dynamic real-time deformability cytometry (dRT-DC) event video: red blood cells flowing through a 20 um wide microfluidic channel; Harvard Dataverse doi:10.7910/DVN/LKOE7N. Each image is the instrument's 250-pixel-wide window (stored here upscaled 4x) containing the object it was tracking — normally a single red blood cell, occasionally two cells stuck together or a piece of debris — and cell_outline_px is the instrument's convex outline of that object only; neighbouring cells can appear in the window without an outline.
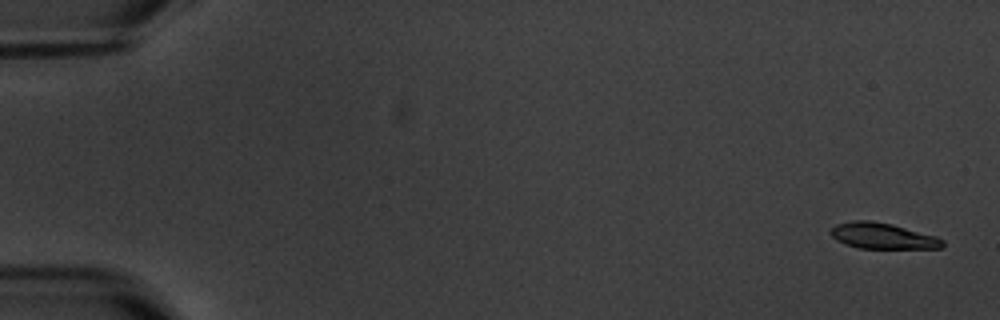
{"species": "common noctule bat (a hibernating species)", "species_latin": "Nyctalus noctula", "temperature_condition": "warm", "stored_images_in_passage": 7, "camera_frame_rate_fps": 3000, "um_per_image_px": 0.085, "animal": {"sex": "male", "body_mass_g": 20.1, "forearm_length_mm": 53.5}, "frame": {"image": 1, "passage_image": 1, "time_ms": 0.0, "image_size_px": [1000, 320], "cell_outline_px": [[944, 244], [940, 248], [856, 248], [844, 244], [836, 240], [832, 236], [832, 228], [836, 224], [852, 220], [868, 220], [892, 224], [936, 236], [944, 240]], "centroid_in_image_um": [75.01, 20.05], "position_along_channel_um": 10.0, "area_um2": 16.82}}
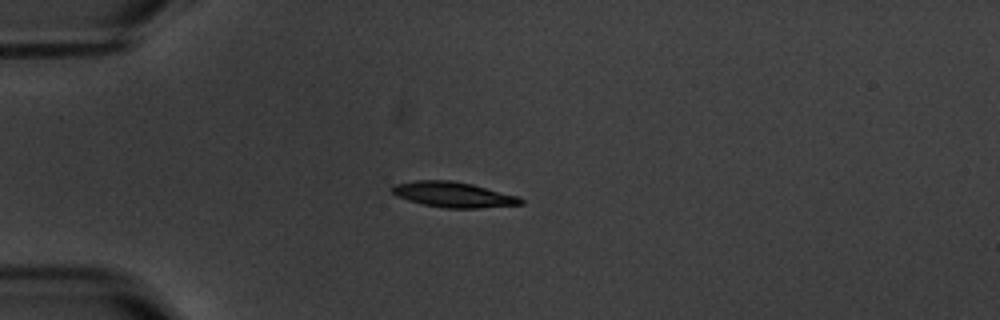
{"frame": {"image": 2, "passage_image": 5, "time_ms": 4.667, "image_size_px": [1000, 320], "cell_outline_px": [[524, 204], [476, 208], [444, 208], [424, 204], [408, 200], [396, 196], [388, 188], [392, 184], [416, 180], [452, 180], [472, 184], [520, 196], [524, 200]], "centroid_in_image_um": [38.52, 16.53], "position_along_channel_um": 46.5, "area_um2": 19.25}}